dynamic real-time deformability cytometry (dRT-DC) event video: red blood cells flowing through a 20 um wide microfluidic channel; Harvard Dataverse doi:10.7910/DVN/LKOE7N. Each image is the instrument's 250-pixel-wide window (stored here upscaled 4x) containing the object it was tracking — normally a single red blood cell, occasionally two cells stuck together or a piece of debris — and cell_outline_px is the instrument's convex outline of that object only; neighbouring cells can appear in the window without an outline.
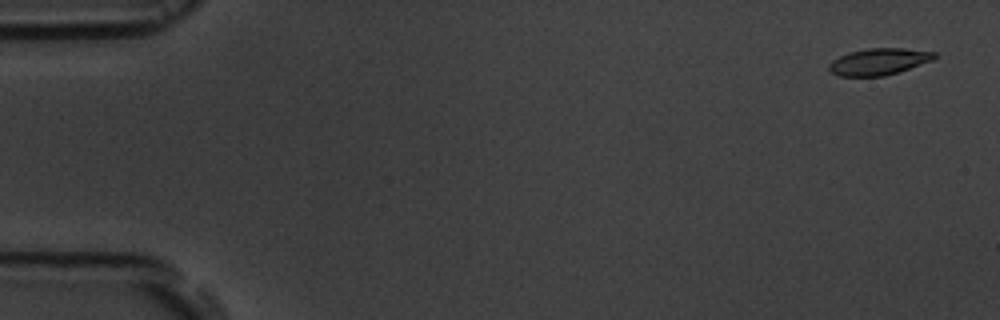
{"species": "common noctule bat (a hibernating species)", "species_latin": "Nyctalus noctula", "temperature_condition": "room temperature", "stored_images_in_passage": 6, "camera_frame_rate_fps": 3000, "um_per_image_px": 0.085, "animal": {"sex": "male", "body_mass_g": 19.5, "forearm_length_mm": 54.6}, "frame": {"image": 1, "passage_image": 1, "time_ms": 0.0, "image_size_px": [1000, 320], "cell_outline_px": [[936, 56], [932, 60], [884, 76], [840, 76], [832, 72], [828, 68], [828, 64], [832, 60], [848, 52], [868, 48], [904, 48], [936, 52]], "centroid_in_image_um": [74.67, 5.22], "position_along_channel_um": 10.3, "area_um2": 16.18}}
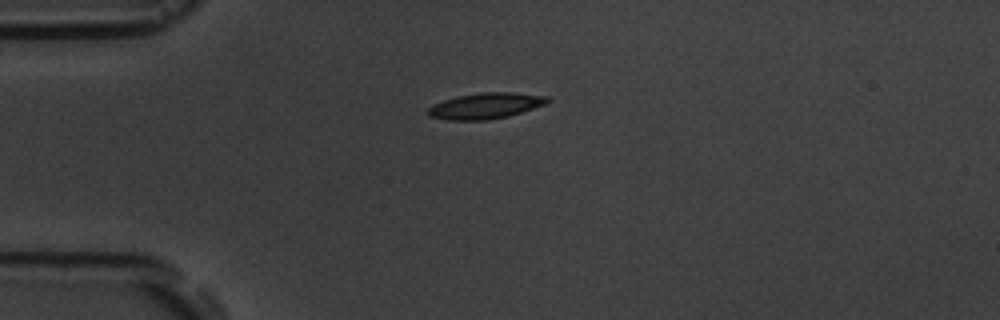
{"frame": {"image": 2, "passage_image": 4, "time_ms": 4.0, "image_size_px": [1000, 320], "cell_outline_px": [[552, 100], [544, 104], [508, 116], [488, 120], [448, 120], [428, 116], [424, 112], [432, 104], [456, 96], [480, 92], [512, 92], [548, 96]], "centroid_in_image_um": [41.22, 8.99], "position_along_channel_um": 43.8, "area_um2": 18.15}}
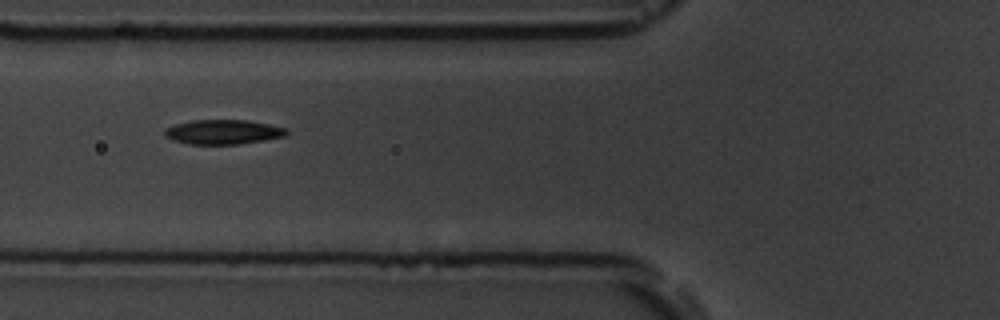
{"frame": {"image": 3, "passage_image": 6, "time_ms": 6.333, "image_size_px": [1000, 320], "cell_outline_px": [[288, 132], [284, 136], [264, 140], [240, 144], [188, 144], [172, 140], [164, 136], [164, 128], [172, 124], [192, 120], [248, 120], [288, 128]], "centroid_in_image_um": [18.92, 11.21], "position_along_channel_um": 106.9, "area_um2": 17.63}}